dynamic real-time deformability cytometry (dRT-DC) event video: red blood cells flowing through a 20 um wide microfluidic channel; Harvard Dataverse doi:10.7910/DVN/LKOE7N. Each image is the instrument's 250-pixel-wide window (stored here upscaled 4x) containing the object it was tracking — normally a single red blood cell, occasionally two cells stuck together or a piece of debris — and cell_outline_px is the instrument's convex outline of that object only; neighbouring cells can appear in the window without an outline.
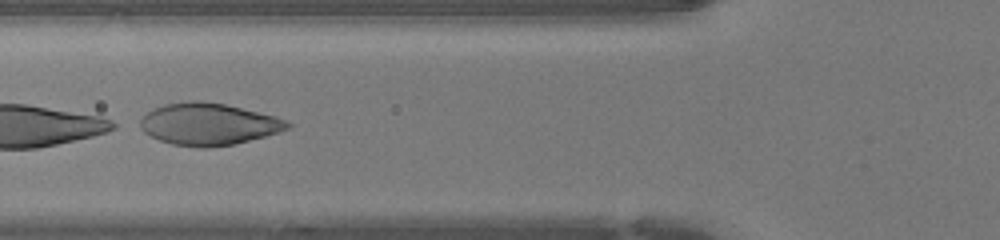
{"species": "human", "species_latin": "Homo sapiens", "temperature_condition": "warm", "stored_images_in_passage": 19, "segment_of_instrument_passage": [2, 2], "camera_frame_rate_fps": 3000, "um_per_image_px": 0.085, "donor": {"sex": "female"}, "frame": {"image": 1, "passage_image": 16, "time_ms": 5.0, "image_size_px": [1000, 240], "cell_outline_px": [[292, 128], [280, 132], [232, 144], [208, 148], [200, 148], [172, 144], [160, 140], [144, 132], [140, 128], [140, 120], [152, 108], [164, 104], [188, 100], [200, 100], [224, 104], [276, 116], [288, 120], [292, 124]], "centroid_in_image_um": [17.74, 10.54], "position_along_channel_um": 108.1, "area_um2": 36.13}}